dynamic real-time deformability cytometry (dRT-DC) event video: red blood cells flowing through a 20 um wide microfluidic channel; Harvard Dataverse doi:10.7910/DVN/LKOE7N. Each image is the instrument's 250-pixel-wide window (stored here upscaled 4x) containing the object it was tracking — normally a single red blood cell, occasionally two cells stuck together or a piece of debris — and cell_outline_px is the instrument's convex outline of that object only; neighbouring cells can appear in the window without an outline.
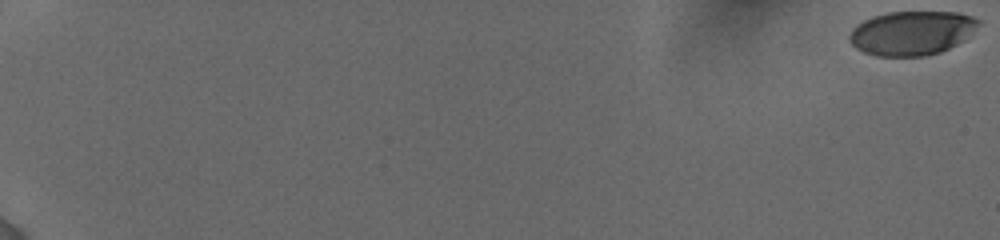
{"species": "human", "species_latin": "Homo sapiens", "temperature_condition": "cold", "stored_images_in_passage": 12, "camera_frame_rate_fps": 3000, "um_per_image_px": 0.085, "donor": {"sex": "female"}, "frame": {"image": 1, "passage_image": 1, "time_ms": 0.0, "image_size_px": [1000, 240], "cell_outline_px": [[980, 24], [964, 40], [940, 52], [924, 56], [876, 56], [864, 52], [856, 48], [848, 40], [848, 36], [852, 28], [856, 24], [872, 16], [888, 12], [956, 12], [972, 16], [980, 20]], "centroid_in_image_um": [77.47, 2.8], "position_along_channel_um": 7.5, "area_um2": 33.29}}
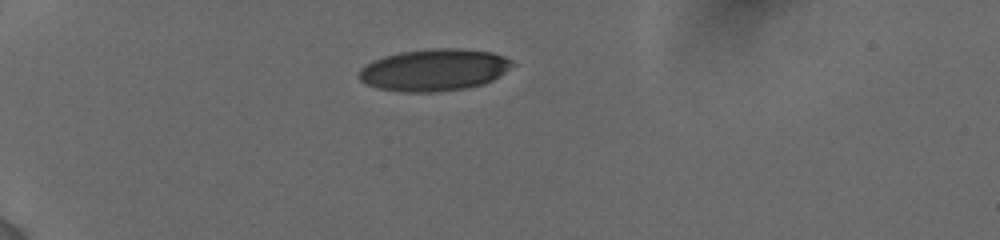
{"frame": {"image": 2, "passage_image": 9, "time_ms": 6.0, "image_size_px": [1000, 240], "cell_outline_px": [[520, 64], [492, 80], [484, 84], [468, 88], [436, 92], [400, 92], [376, 88], [360, 80], [356, 76], [356, 72], [360, 68], [372, 60], [384, 56], [400, 52], [428, 48], [460, 48], [492, 52], [504, 56]], "centroid_in_image_um": [36.92, 5.94], "position_along_channel_um": 48.1, "area_um2": 38.32}}
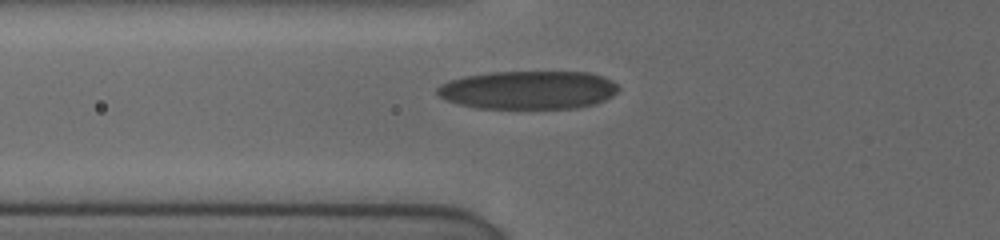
{"frame": {"image": 3, "passage_image": 12, "time_ms": 8.0, "image_size_px": [1000, 240], "cell_outline_px": [[620, 88], [612, 96], [596, 104], [576, 108], [476, 108], [444, 100], [436, 92], [436, 88], [440, 84], [448, 80], [464, 76], [492, 72], [588, 72], [604, 76], [612, 80]], "centroid_in_image_um": [44.9, 7.64], "position_along_channel_um": 80.9, "area_um2": 40.75}}